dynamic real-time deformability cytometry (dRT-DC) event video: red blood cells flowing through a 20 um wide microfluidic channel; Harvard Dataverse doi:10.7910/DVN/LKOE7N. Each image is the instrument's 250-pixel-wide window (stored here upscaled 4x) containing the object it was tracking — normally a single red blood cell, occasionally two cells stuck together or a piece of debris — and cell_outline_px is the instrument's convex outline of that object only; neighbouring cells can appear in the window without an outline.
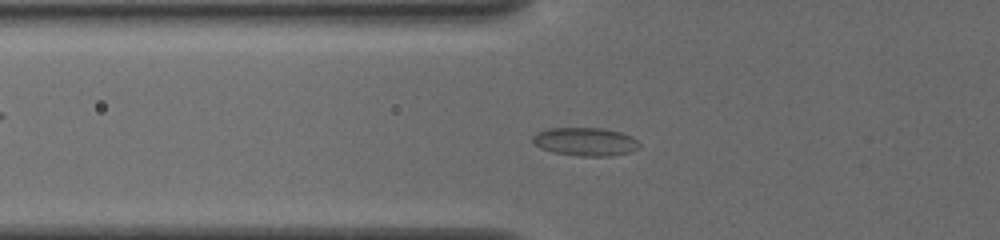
{"species": "common noctule bat (a hibernating species)", "species_latin": "Nyctalus noctula", "temperature_condition": "cold", "stored_images_in_passage": 42, "camera_frame_rate_fps": 3000, "um_per_image_px": 0.085, "animal": {"sex": "female", "body_mass_g": 19.5, "forearm_length_mm": 54.1}, "frame": {"image": 1, "passage_image": 7, "time_ms": 2.0, "image_size_px": [1000, 240], "cell_outline_px": [[640, 148], [628, 152], [612, 156], [580, 156], [552, 152], [540, 148], [532, 140], [532, 136], [536, 132], [548, 128], [600, 128], [620, 132], [632, 136], [640, 144]], "centroid_in_image_um": [49.74, 12.04], "position_along_channel_um": 76.1, "area_um2": 17.63}}
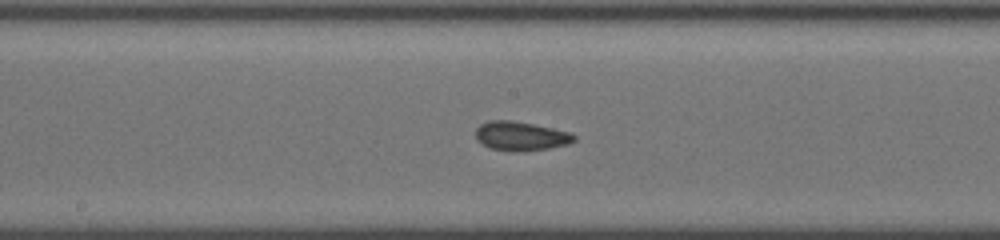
{"frame": {"image": 2, "passage_image": 17, "time_ms": 5.333, "image_size_px": [1000, 240], "cell_outline_px": [[576, 140], [568, 144], [548, 148], [524, 152], [512, 152], [488, 148], [480, 144], [476, 140], [476, 128], [480, 124], [488, 120], [512, 120], [572, 132], [576, 136]], "centroid_in_image_um": [44.24, 11.58], "position_along_channel_um": 204.0, "area_um2": 17.05}}
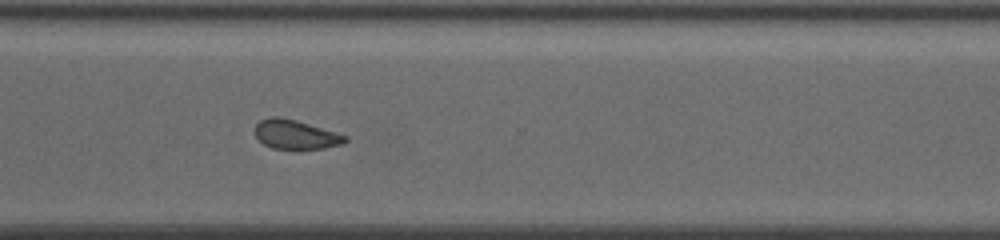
{"frame": {"image": 3, "passage_image": 28, "time_ms": 9.0, "image_size_px": [1000, 240], "cell_outline_px": [[348, 140], [344, 144], [324, 148], [272, 148], [264, 144], [256, 136], [256, 124], [260, 120], [272, 116], [280, 116], [296, 120], [336, 132], [348, 136]], "centroid_in_image_um": [25.16, 11.42], "position_along_channel_um": 345.4, "area_um2": 15.2}, "authors_computed_cell_mechanics": {"area_um2": 16.3574, "velocity_mm_per_s": 3.8698, "shape_relaxation_time_tau1_ms": null, "shape_relaxation_time_tau2_ms": 2.2818, "deformation_change_tau1": null, "deformation_change_tau2": 0.0674}}